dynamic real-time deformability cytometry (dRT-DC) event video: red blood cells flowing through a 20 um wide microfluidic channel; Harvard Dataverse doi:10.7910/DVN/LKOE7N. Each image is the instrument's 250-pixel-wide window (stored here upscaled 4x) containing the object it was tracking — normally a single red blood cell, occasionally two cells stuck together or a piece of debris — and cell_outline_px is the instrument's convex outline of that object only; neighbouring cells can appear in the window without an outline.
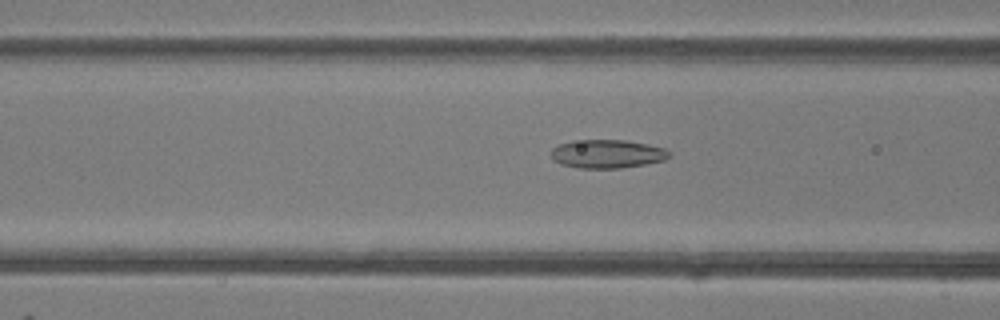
{"species": "common noctule bat (a hibernating species)", "species_latin": "Nyctalus noctula", "temperature_condition": "room temperature", "stored_images_in_passage": 35, "camera_frame_rate_fps": 3000, "um_per_image_px": 0.085, "animal": {"sex": "female"}, "frame": {"image": 1, "passage_image": 5, "time_ms": 1.333, "image_size_px": [1000, 320], "cell_outline_px": [[668, 156], [664, 160], [644, 164], [620, 168], [576, 168], [560, 164], [552, 160], [552, 148], [560, 144], [572, 140], [628, 140], [648, 144], [664, 148], [668, 152]], "centroid_in_image_um": [51.56, 13.08], "position_along_channel_um": 115.0, "area_um2": 19.59}}
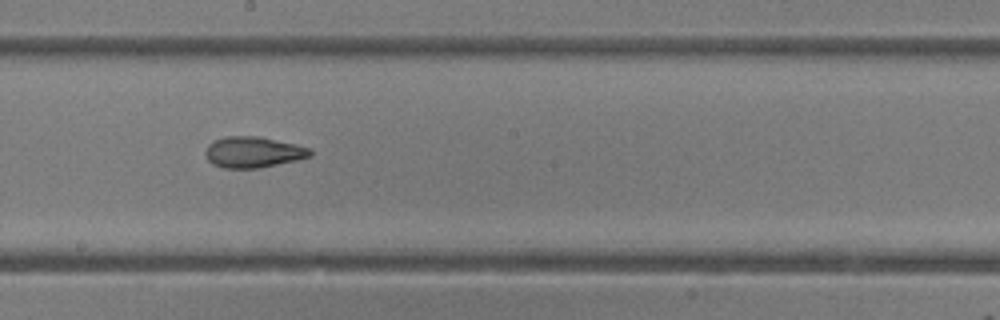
{"frame": {"image": 2, "passage_image": 13, "time_ms": 4.0, "image_size_px": [1000, 320], "cell_outline_px": [[312, 156], [296, 160], [256, 168], [224, 168], [212, 164], [208, 160], [204, 152], [208, 144], [212, 140], [224, 136], [256, 136], [296, 144], [312, 148]], "centroid_in_image_um": [21.49, 12.92], "position_along_channel_um": 226.7, "area_um2": 18.96}}
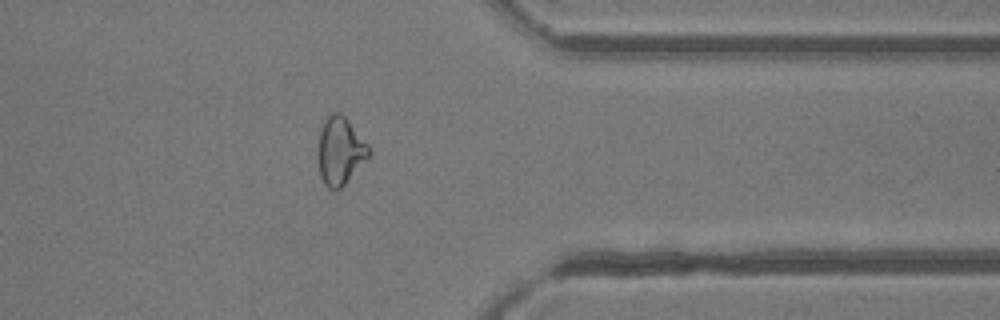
{"frame": {"image": 3, "passage_image": 25, "time_ms": 8.0, "image_size_px": [1000, 320], "cell_outline_px": [[372, 152], [344, 184], [340, 188], [328, 188], [324, 184], [320, 176], [320, 132], [324, 120], [332, 112], [340, 112], [348, 120], [368, 144]], "centroid_in_image_um": [28.94, 12.79], "position_along_channel_um": 382.5, "area_um2": 19.36}, "authors_computed_cell_mechanics": {"area_um2": 19.3052, "velocity_mm_per_s": 4.1782, "shape_relaxation_time_tau1_ms": 4.7915, "shape_relaxation_time_tau2_ms": 2.468, "deformation_change_tau1": 0.1197, "deformation_change_tau2": 0.0902}}